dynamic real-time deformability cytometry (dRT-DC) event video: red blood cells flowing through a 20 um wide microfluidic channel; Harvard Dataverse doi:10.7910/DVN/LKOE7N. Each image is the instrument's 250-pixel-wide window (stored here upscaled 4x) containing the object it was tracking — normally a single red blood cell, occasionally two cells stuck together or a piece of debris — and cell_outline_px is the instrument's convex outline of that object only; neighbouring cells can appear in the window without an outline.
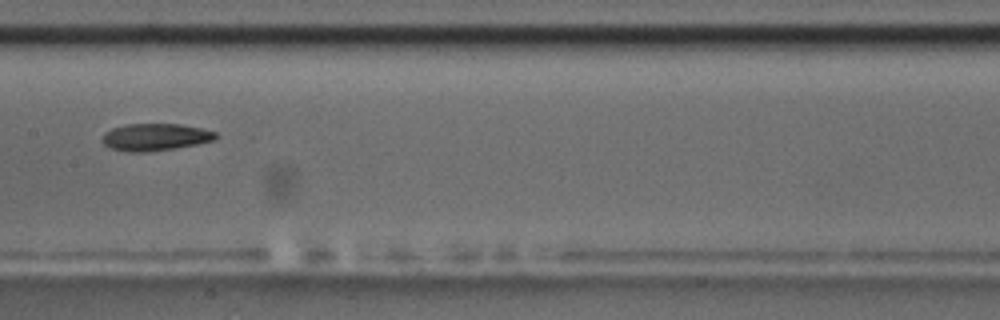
{"species": "common noctule bat (a hibernating species)", "species_latin": "Nyctalus noctula", "temperature_condition": "room temperature", "stored_images_in_passage": 7, "camera_frame_rate_fps": 3000, "um_per_image_px": 0.085, "animal": {"sex": "male", "body_mass_g": 17.5, "forearm_length_mm": 52.3}, "frame": {"image": 1, "passage_image": 6, "time_ms": 6.333, "image_size_px": [1000, 320], "cell_outline_px": [[216, 136], [212, 140], [196, 144], [176, 148], [148, 152], [128, 152], [112, 148], [104, 144], [100, 140], [104, 132], [112, 128], [128, 124], [180, 124], [200, 128], [216, 132]], "centroid_in_image_um": [13.14, 11.65], "position_along_channel_um": 194.3, "area_um2": 17.86}}
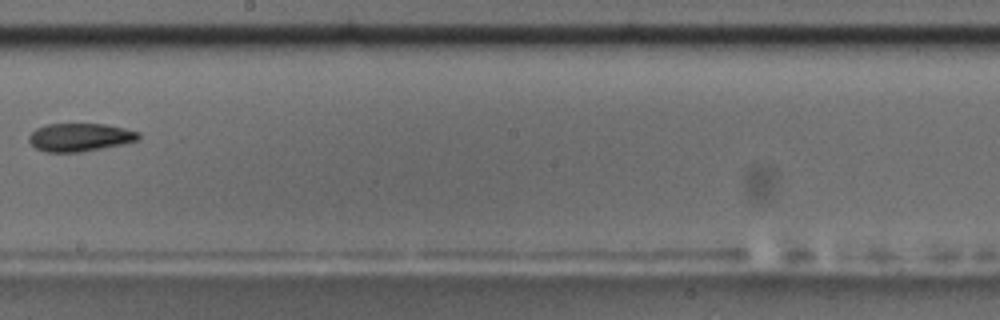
{"frame": {"image": 2, "passage_image": 7, "time_ms": 7.667, "image_size_px": [1000, 320], "cell_outline_px": [[140, 136], [136, 140], [120, 144], [80, 152], [44, 152], [36, 148], [28, 140], [28, 136], [36, 128], [44, 124], [104, 124], [124, 128], [140, 132]], "centroid_in_image_um": [6.74, 11.66], "position_along_channel_um": 241.5, "area_um2": 17.8}}